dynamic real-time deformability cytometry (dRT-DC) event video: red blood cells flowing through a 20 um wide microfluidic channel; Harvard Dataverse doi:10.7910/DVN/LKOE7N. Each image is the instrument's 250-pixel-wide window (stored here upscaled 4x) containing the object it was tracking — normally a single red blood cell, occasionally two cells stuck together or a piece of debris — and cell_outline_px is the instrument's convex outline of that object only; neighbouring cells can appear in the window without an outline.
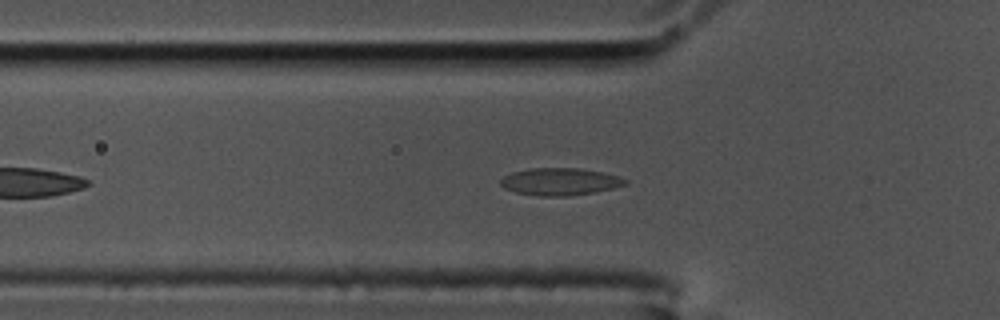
{"species": "common noctule bat (a hibernating species)", "species_latin": "Nyctalus noctula", "temperature_condition": "cold", "stored_images_in_passage": 38, "camera_frame_rate_fps": 3000, "um_per_image_px": 0.085, "animal": {"sex": "male", "body_mass_g": 17.5, "forearm_length_mm": 52.3}, "frame": {"image": 1, "passage_image": 11, "time_ms": 3.333, "image_size_px": [1000, 320], "cell_outline_px": [[628, 184], [596, 192], [568, 196], [540, 196], [516, 192], [504, 188], [500, 184], [500, 180], [504, 176], [512, 172], [528, 168], [580, 168], [620, 176], [628, 180]], "centroid_in_image_um": [47.6, 15.44], "position_along_channel_um": 78.2, "area_um2": 19.88}}
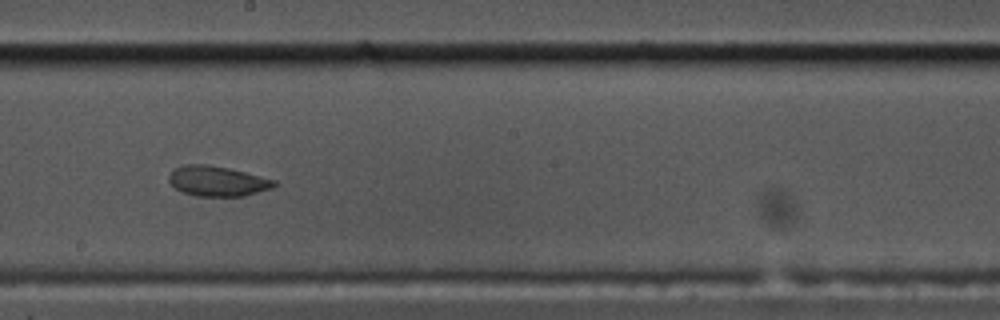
{"frame": {"image": 2, "passage_image": 24, "time_ms": 7.667, "image_size_px": [1000, 320], "cell_outline_px": [[276, 184], [272, 188], [244, 196], [196, 196], [180, 192], [168, 180], [168, 176], [172, 168], [184, 164], [208, 164], [228, 168], [276, 180]], "centroid_in_image_um": [18.43, 15.39], "position_along_channel_um": 229.8, "area_um2": 18.61}}
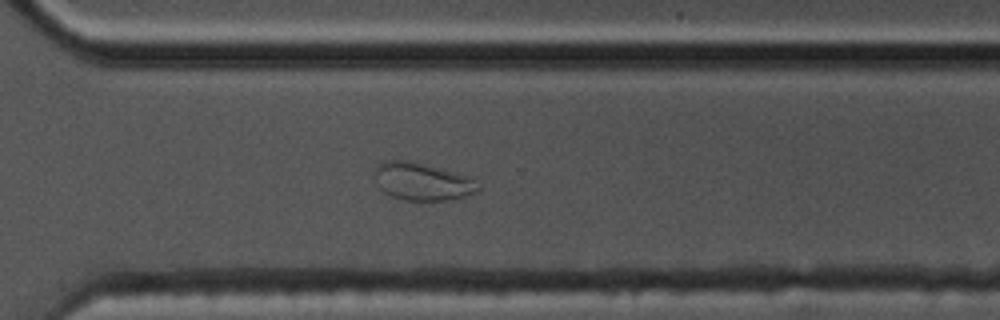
{"frame": {"image": 3, "passage_image": 33, "time_ms": 10.667, "image_size_px": [1000, 320], "cell_outline_px": [[480, 188], [464, 196], [444, 200], [404, 200], [392, 196], [384, 192], [376, 184], [372, 172], [376, 164], [384, 160], [416, 160], [468, 176]], "centroid_in_image_um": [35.77, 15.38], "position_along_channel_um": 334.8, "area_um2": 22.89}}